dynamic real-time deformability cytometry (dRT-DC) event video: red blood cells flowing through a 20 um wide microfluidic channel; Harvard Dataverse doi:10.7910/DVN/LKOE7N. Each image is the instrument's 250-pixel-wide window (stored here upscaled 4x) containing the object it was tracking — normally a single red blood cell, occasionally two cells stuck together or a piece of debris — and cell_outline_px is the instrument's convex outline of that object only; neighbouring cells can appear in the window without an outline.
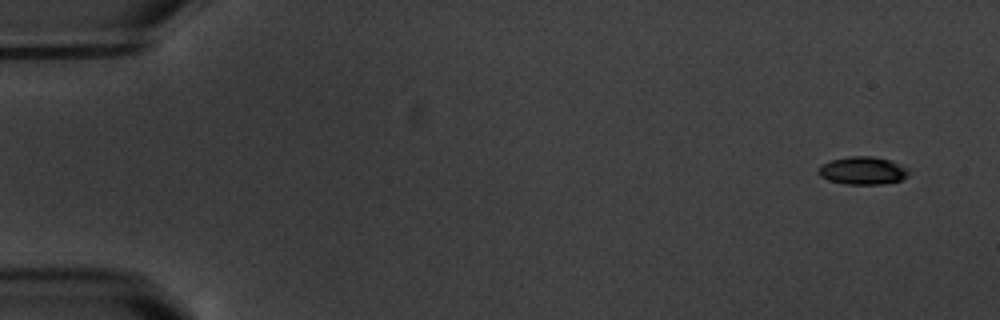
{"species": "common noctule bat (a hibernating species)", "species_latin": "Nyctalus noctula", "temperature_condition": "warm", "stored_images_in_passage": 5, "camera_frame_rate_fps": 3000, "um_per_image_px": 0.085, "animal": {"sex": "male", "body_mass_g": 20.1, "forearm_length_mm": 53.5}, "frame": {"image": 1, "passage_image": 1, "time_ms": 0.0, "image_size_px": [1000, 320], "cell_outline_px": [[908, 176], [900, 180], [884, 184], [844, 184], [828, 180], [820, 176], [816, 172], [816, 168], [820, 164], [832, 160], [852, 156], [872, 156], [888, 160], [904, 168], [908, 172]], "centroid_in_image_um": [73.23, 14.51], "position_along_channel_um": 11.8, "area_um2": 14.51}}
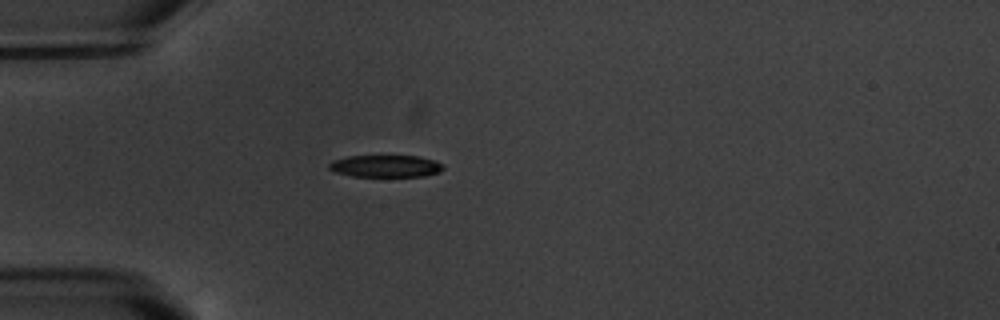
{"frame": {"image": 2, "passage_image": 5, "time_ms": 4.667, "image_size_px": [1000, 320], "cell_outline_px": [[444, 168], [440, 172], [424, 176], [352, 176], [336, 172], [328, 168], [328, 164], [332, 160], [348, 156], [420, 156], [444, 164]], "centroid_in_image_um": [32.78, 14.11], "position_along_channel_um": 52.2, "area_um2": 14.68}}